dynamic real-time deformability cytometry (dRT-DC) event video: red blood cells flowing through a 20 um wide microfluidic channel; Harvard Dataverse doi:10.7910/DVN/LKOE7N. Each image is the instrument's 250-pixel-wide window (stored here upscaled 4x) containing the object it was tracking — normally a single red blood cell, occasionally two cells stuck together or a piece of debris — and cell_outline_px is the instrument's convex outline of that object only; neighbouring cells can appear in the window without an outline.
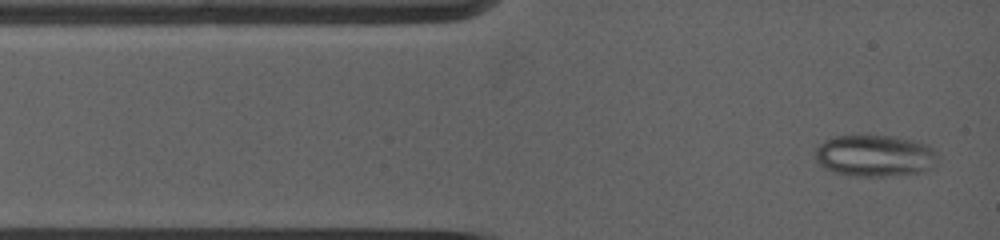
{"species": "common noctule bat (a hibernating species)", "species_latin": "Nyctalus noctula", "temperature_condition": "warm", "stored_images_in_passage": 22, "camera_frame_rate_fps": 5000, "um_per_image_px": 0.085, "animal": {"sex": "female", "body_mass_g": 19.0, "forearm_length_mm": 53.3}, "frame": {"image": 1, "passage_image": 1, "time_ms": 0.0, "image_size_px": [1000, 240], "cell_outline_px": [[936, 164], [932, 168], [916, 172], [884, 176], [852, 176], [832, 172], [824, 168], [816, 160], [816, 148], [824, 140], [832, 136], [892, 136], [912, 140], [928, 144], [936, 152]], "centroid_in_image_um": [74.33, 13.23], "position_along_channel_um": 10.7, "area_um2": 29.65}}
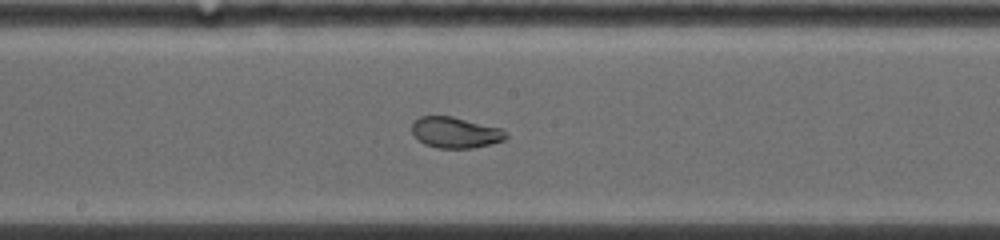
{"frame": {"image": 2, "passage_image": 16, "time_ms": 6.0, "image_size_px": [1000, 240], "cell_outline_px": [[508, 136], [504, 140], [472, 148], [436, 148], [424, 144], [412, 132], [412, 124], [420, 116], [452, 116], [500, 128]], "centroid_in_image_um": [38.68, 11.26], "position_along_channel_um": 209.5, "area_um2": 16.7}}
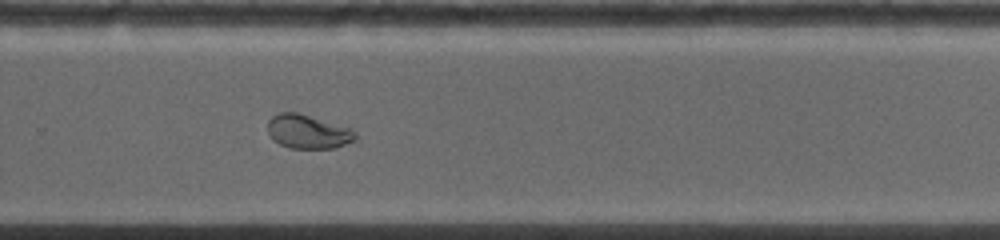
{"frame": {"image": 3, "passage_image": 22, "time_ms": 8.4, "image_size_px": [1000, 240], "cell_outline_px": [[356, 140], [336, 148], [292, 148], [280, 144], [272, 140], [268, 132], [268, 120], [272, 116], [280, 112], [296, 112], [352, 128], [356, 136]], "centroid_in_image_um": [26.17, 11.19], "position_along_channel_um": 303.6, "area_um2": 17.34}}